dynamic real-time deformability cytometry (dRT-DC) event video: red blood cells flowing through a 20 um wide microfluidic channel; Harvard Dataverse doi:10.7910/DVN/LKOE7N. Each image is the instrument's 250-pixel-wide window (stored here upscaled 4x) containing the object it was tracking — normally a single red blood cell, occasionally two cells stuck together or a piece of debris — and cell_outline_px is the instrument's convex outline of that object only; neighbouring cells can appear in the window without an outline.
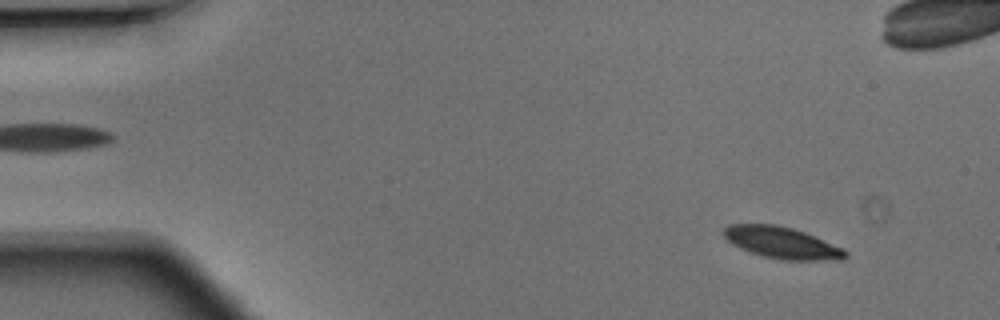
{"species": "Egyptian fruit bat (a non-hibernating species)", "species_latin": "Rousettus aegyptiacus", "temperature_condition": "warm", "stored_images_in_passage": 48, "camera_frame_rate_fps": 3000, "um_per_image_px": 0.085, "animal": {"sex": "male"}, "frame": {"image": 1, "passage_image": 3, "time_ms": 0.667, "image_size_px": [1000, 320], "cell_outline_px": [[848, 256], [844, 260], [784, 260], [764, 256], [740, 248], [732, 244], [724, 236], [724, 228], [728, 224], [776, 224], [792, 228], [804, 232], [844, 248], [848, 252]], "centroid_in_image_um": [66.5, 20.63], "position_along_channel_um": 18.5, "area_um2": 22.37}}
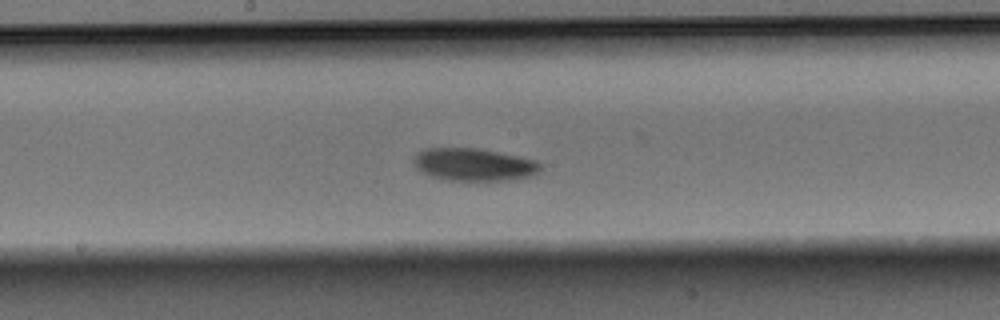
{"frame": {"image": 2, "passage_image": 24, "time_ms": 7.667, "image_size_px": [1000, 320], "cell_outline_px": [[540, 168], [532, 176], [512, 180], [448, 180], [432, 176], [420, 172], [416, 168], [412, 160], [412, 156], [416, 152], [424, 148], [476, 148], [536, 160], [540, 164]], "centroid_in_image_um": [40.2, 13.98], "position_along_channel_um": 208.0, "area_um2": 24.04}}
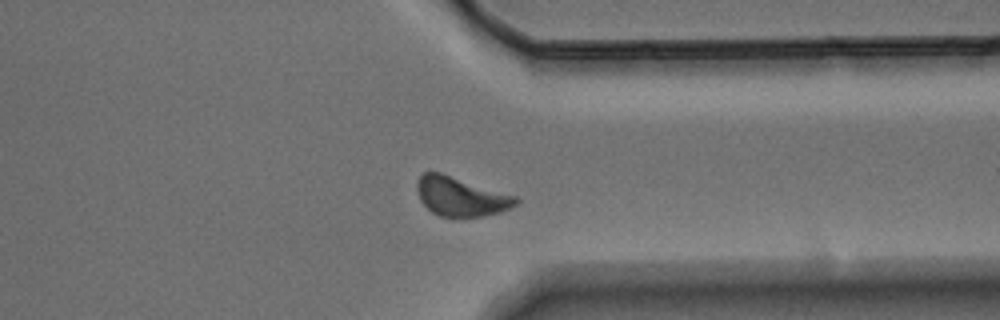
{"frame": {"image": 3, "passage_image": 36, "time_ms": 11.667, "image_size_px": [1000, 320], "cell_outline_px": [[520, 200], [516, 204], [500, 212], [484, 216], [440, 216], [432, 212], [420, 200], [416, 188], [416, 180], [424, 172], [440, 172], [516, 196]], "centroid_in_image_um": [39.14, 16.69], "position_along_channel_um": 372.3, "area_um2": 22.31}}